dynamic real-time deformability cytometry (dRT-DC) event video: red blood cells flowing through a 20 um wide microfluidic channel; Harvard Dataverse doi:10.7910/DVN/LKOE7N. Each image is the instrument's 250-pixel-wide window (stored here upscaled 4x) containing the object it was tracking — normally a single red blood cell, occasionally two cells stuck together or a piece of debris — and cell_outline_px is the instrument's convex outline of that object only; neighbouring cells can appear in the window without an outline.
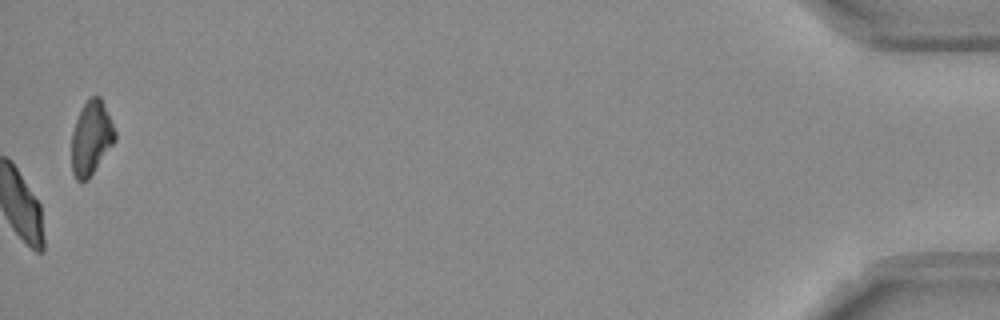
{"species": "Egyptian fruit bat (a non-hibernating species)", "species_latin": "Rousettus aegyptiacus", "temperature_condition": "room temperature", "stored_images_in_passage": 14, "camera_frame_rate_fps": 3000, "um_per_image_px": 0.085, "frame": {"image": 1, "passage_image": 14, "time_ms": 4.333, "image_size_px": [1000, 320], "cell_outline_px": [[116, 140], [88, 180], [76, 180], [72, 172], [72, 132], [80, 108], [88, 96], [100, 96], [104, 104], [116, 132]], "centroid_in_image_um": [7.75, 11.7], "position_along_channel_um": 427.4, "area_um2": 18.79}}